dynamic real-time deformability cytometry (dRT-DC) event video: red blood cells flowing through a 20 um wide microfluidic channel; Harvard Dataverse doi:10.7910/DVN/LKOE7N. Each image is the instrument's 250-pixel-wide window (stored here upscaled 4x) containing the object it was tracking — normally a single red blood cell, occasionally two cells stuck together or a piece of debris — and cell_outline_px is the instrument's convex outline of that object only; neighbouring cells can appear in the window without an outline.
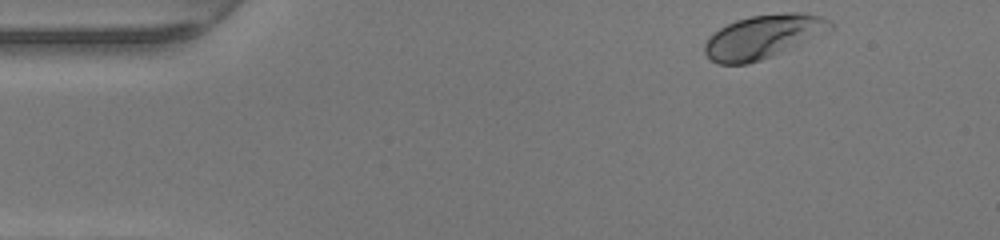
{"species": "human", "species_latin": "Homo sapiens", "temperature_condition": "warm", "stored_images_in_passage": 44, "camera_frame_rate_fps": 3000, "um_per_image_px": 0.085, "donor": {"sex": "female"}, "frame": {"image": 1, "passage_image": 1, "time_ms": 0.0, "image_size_px": [1000, 240], "cell_outline_px": [[832, 28], [772, 56], [748, 64], [716, 64], [704, 52], [704, 44], [708, 36], [720, 28], [736, 20], [752, 16], [788, 12], [804, 12], [820, 16], [828, 20], [832, 24]], "centroid_in_image_um": [64.8, 3.11], "position_along_channel_um": 20.2, "area_um2": 31.33}}
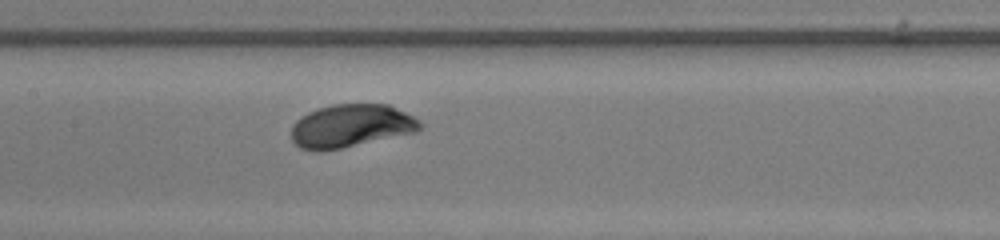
{"frame": {"image": 2, "passage_image": 19, "time_ms": 6.0, "image_size_px": [1000, 240], "cell_outline_px": [[424, 128], [416, 132], [340, 148], [320, 152], [316, 152], [300, 148], [292, 140], [292, 124], [300, 116], [316, 108], [332, 104], [388, 104], [420, 120], [424, 124]], "centroid_in_image_um": [29.82, 10.7], "position_along_channel_um": 177.6, "area_um2": 32.48}}
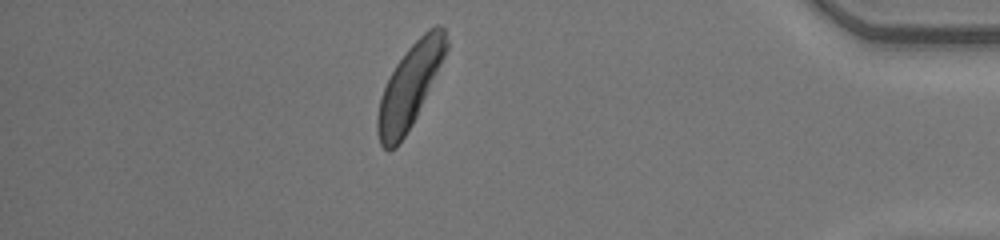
{"frame": {"image": 3, "passage_image": 38, "time_ms": 12.333, "image_size_px": [1000, 240], "cell_outline_px": [[448, 48], [416, 116], [412, 124], [396, 148], [388, 152], [380, 144], [376, 132], [376, 116], [380, 96], [396, 64], [408, 48], [428, 28], [436, 24], [440, 24], [444, 28], [448, 40]], "centroid_in_image_um": [34.8, 7.33], "position_along_channel_um": 400.4, "area_um2": 32.77}, "authors_computed_cell_mechanics": {"area_um2": 32.2235, "velocity_mm_per_s": 4.1928, "shape_relaxation_time_tau1_ms": 1.5515, "shape_relaxation_time_tau2_ms": null, "deformation_change_tau1": 0.1107, "deformation_change_tau2": null}}